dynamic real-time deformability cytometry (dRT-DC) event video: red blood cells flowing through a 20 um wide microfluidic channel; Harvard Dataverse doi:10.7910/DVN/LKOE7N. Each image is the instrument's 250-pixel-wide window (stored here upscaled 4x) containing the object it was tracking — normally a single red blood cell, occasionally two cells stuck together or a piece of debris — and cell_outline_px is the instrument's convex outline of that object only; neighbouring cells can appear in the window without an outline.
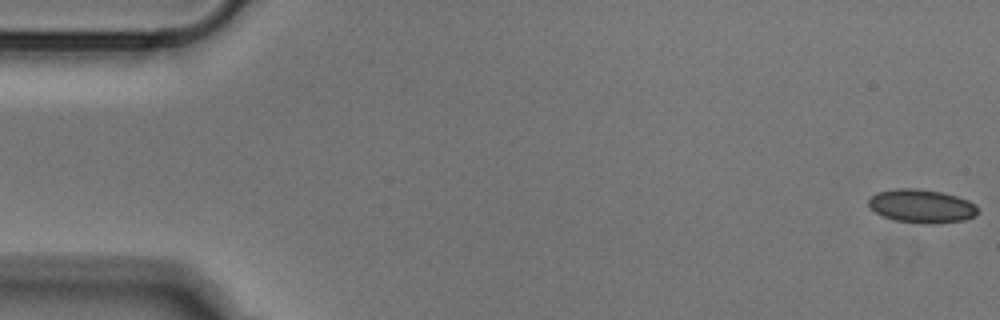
{"species": "Egyptian fruit bat (a non-hibernating species)", "species_latin": "Rousettus aegyptiacus", "temperature_condition": "cold", "stored_images_in_passage": 52, "camera_frame_rate_fps": 3000, "um_per_image_px": 0.085, "animal": {"sex": "male"}, "frame": {"image": 1, "passage_image": 1, "time_ms": 0.0, "image_size_px": [1000, 320], "cell_outline_px": [[976, 216], [964, 220], [932, 224], [920, 224], [896, 220], [884, 216], [868, 208], [868, 200], [876, 192], [896, 188], [916, 188], [940, 192], [956, 196], [968, 200], [976, 204]], "centroid_in_image_um": [78.31, 17.52], "position_along_channel_um": 6.7, "area_um2": 21.39}}
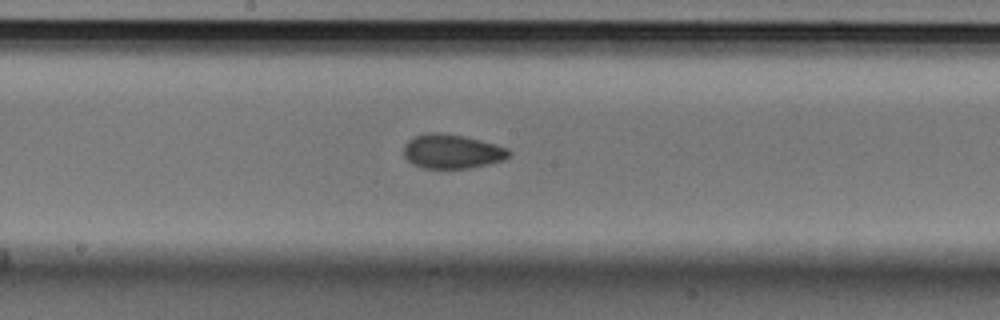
{"frame": {"image": 2, "passage_image": 27, "time_ms": 8.667, "image_size_px": [1000, 320], "cell_outline_px": [[512, 152], [504, 160], [488, 164], [468, 168], [420, 168], [412, 164], [404, 156], [404, 144], [412, 136], [428, 132], [440, 132], [464, 136], [480, 140], [508, 148]], "centroid_in_image_um": [38.39, 12.86], "position_along_channel_um": 209.8, "area_um2": 21.15}}
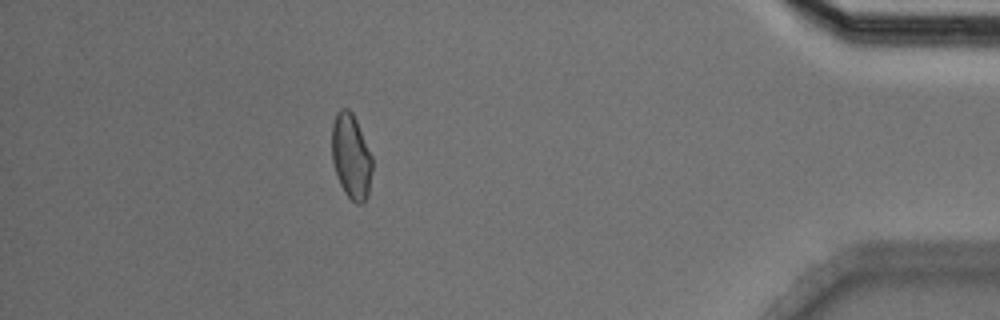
{"frame": {"image": 3, "passage_image": 46, "time_ms": 15.0, "image_size_px": [1000, 320], "cell_outline_px": [[372, 172], [368, 196], [364, 204], [356, 204], [344, 192], [340, 184], [332, 160], [332, 124], [336, 112], [340, 108], [348, 108], [352, 112], [356, 120], [372, 156]], "centroid_in_image_um": [29.85, 13.3], "position_along_channel_um": 405.3, "area_um2": 20.11}}